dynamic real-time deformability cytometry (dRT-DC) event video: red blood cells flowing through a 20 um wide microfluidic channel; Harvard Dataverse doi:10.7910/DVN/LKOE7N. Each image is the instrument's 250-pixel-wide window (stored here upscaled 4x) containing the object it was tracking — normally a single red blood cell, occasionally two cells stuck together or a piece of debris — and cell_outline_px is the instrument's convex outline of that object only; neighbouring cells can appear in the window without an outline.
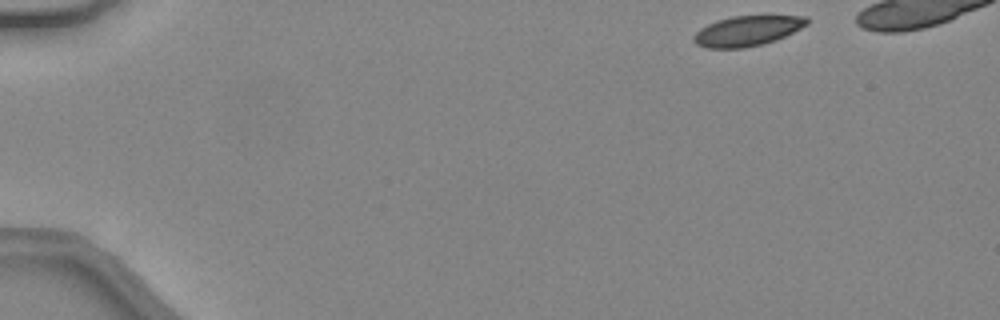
{"species": "common noctule bat (a hibernating species)", "species_latin": "Nyctalus noctula", "temperature_condition": "warm", "stored_images_in_passage": 38, "camera_frame_rate_fps": 3000, "um_per_image_px": 0.085, "animal": {"sex": "female", "body_mass_g": 24.6, "forearm_length_mm": 56.2}, "frame": {"image": 1, "passage_image": 1, "time_ms": 0.0, "image_size_px": [1000, 320], "cell_outline_px": [[808, 24], [776, 40], [764, 44], [744, 48], [704, 48], [696, 44], [692, 40], [692, 36], [700, 28], [716, 20], [732, 16], [764, 12], [808, 16]], "centroid_in_image_um": [63.57, 2.56], "position_along_channel_um": 21.4, "area_um2": 21.04}}
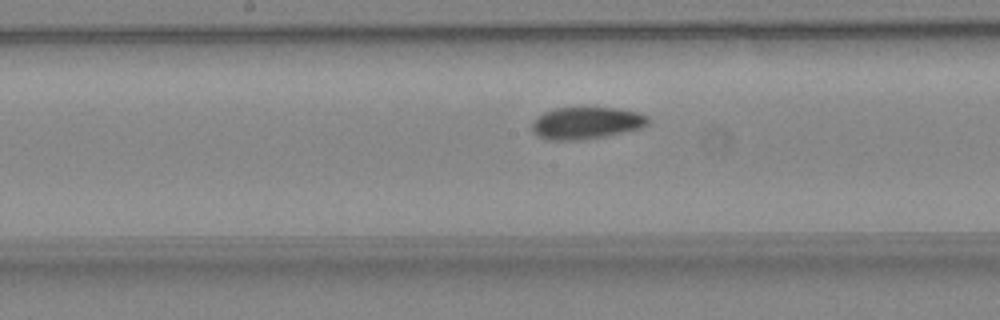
{"frame": {"image": 2, "passage_image": 21, "time_ms": 6.667, "image_size_px": [1000, 320], "cell_outline_px": [[648, 124], [640, 128], [624, 132], [604, 136], [580, 140], [548, 140], [536, 136], [532, 132], [532, 120], [536, 116], [544, 112], [556, 108], [616, 108], [640, 112], [648, 116]], "centroid_in_image_um": [49.8, 10.46], "position_along_channel_um": 198.4, "area_um2": 21.79}}
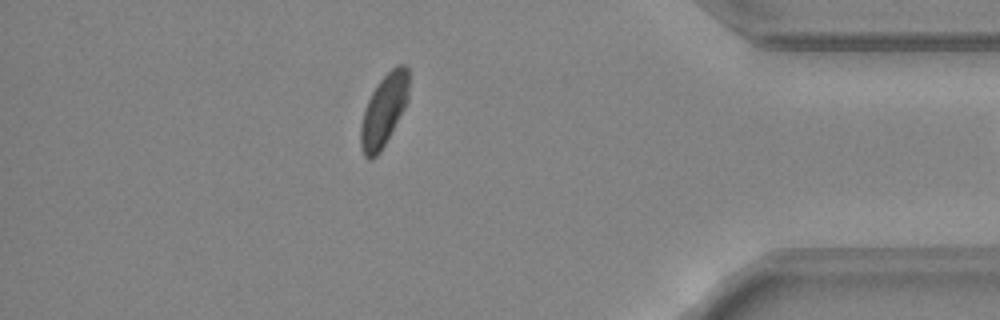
{"frame": {"image": 3, "passage_image": 37, "time_ms": 12.0, "image_size_px": [1000, 320], "cell_outline_px": [[408, 100], [404, 108], [380, 152], [372, 160], [368, 160], [364, 156], [360, 148], [360, 124], [364, 108], [376, 84], [396, 64], [408, 64]], "centroid_in_image_um": [32.6, 9.38], "position_along_channel_um": 402.6, "area_um2": 20.23}}